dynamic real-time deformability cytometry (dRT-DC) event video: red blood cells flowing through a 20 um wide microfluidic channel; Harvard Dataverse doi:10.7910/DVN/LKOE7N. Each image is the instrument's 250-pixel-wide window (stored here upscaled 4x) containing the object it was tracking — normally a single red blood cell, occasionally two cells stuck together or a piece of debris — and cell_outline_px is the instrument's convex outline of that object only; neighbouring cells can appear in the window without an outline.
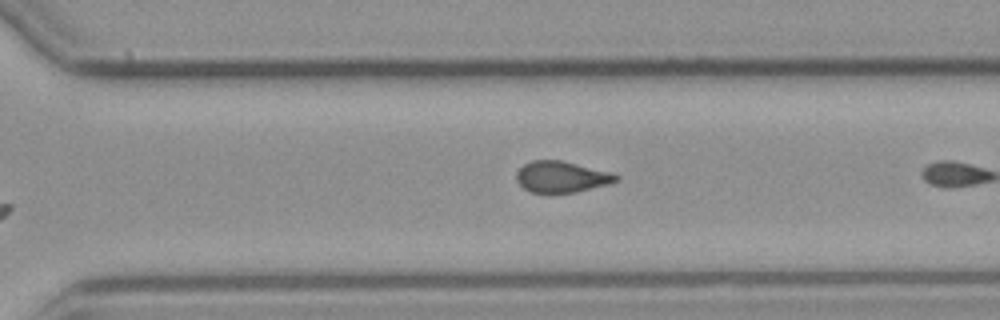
{"species": "common noctule bat (a hibernating species)", "species_latin": "Nyctalus noctula", "temperature_condition": "cold", "stored_images_in_passage": 11, "camera_frame_rate_fps": 3000, "um_per_image_px": 0.085, "animal": {"sex": "male", "body_mass_g": 23.1, "forearm_length_mm": 52.7}, "frame": {"image": 1, "passage_image": 11, "time_ms": 13.0, "image_size_px": [1000, 320], "cell_outline_px": [[620, 180], [608, 184], [576, 192], [532, 192], [524, 188], [516, 180], [516, 172], [524, 164], [532, 160], [560, 160], [612, 172], [620, 176]], "centroid_in_image_um": [47.75, 15.02], "position_along_channel_um": 322.8, "area_um2": 18.03}}